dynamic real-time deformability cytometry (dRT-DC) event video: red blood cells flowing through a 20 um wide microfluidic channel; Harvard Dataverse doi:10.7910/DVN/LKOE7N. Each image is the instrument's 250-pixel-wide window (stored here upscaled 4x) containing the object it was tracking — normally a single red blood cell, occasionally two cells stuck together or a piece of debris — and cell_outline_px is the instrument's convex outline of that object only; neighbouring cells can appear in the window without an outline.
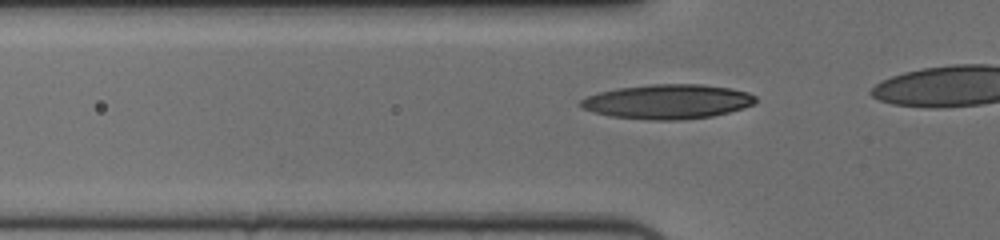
{"species": "human", "species_latin": "Homo sapiens", "temperature_condition": "cold", "stored_images_in_passage": 21, "camera_frame_rate_fps": 3000, "um_per_image_px": 0.085, "donor": {"sex": "female"}, "frame": {"image": 1, "passage_image": 15, "time_ms": 4.667, "image_size_px": [1000, 240], "cell_outline_px": [[756, 100], [752, 104], [744, 108], [712, 116], [680, 120], [648, 120], [612, 116], [592, 112], [580, 108], [580, 100], [588, 96], [600, 92], [616, 88], [652, 84], [704, 84], [728, 88], [748, 92], [756, 96]], "centroid_in_image_um": [56.73, 8.64], "position_along_channel_um": 69.1, "area_um2": 35.2}}
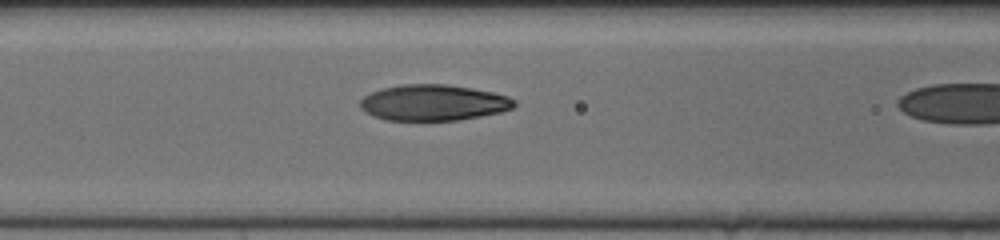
{"frame": {"image": 2, "passage_image": 20, "time_ms": 6.333, "image_size_px": [1000, 240], "cell_outline_px": [[516, 104], [512, 108], [500, 112], [460, 120], [384, 120], [372, 116], [360, 108], [360, 100], [364, 96], [372, 92], [384, 88], [400, 84], [448, 84], [472, 88], [492, 92], [508, 96], [516, 100]], "centroid_in_image_um": [36.83, 8.72], "position_along_channel_um": 129.8, "area_um2": 32.37}}